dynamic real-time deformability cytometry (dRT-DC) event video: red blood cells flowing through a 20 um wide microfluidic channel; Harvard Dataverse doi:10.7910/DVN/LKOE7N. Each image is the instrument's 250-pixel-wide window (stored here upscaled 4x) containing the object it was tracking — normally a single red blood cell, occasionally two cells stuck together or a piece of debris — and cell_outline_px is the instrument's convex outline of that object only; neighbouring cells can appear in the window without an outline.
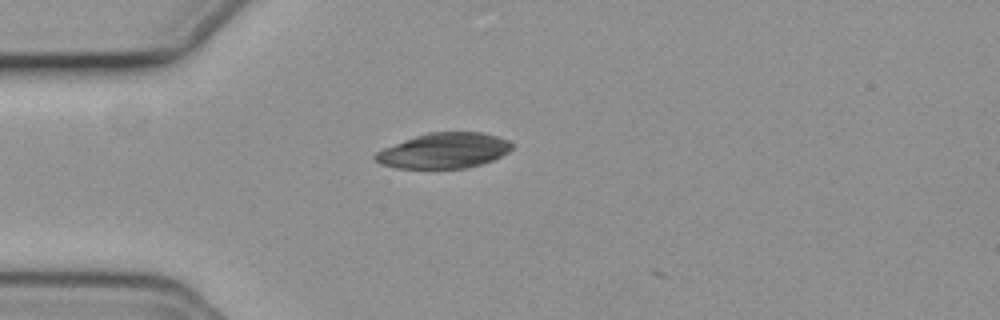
{"species": "common noctule bat (a hibernating species)", "species_latin": "Nyctalus noctula", "temperature_condition": "cold", "stored_images_in_passage": 6, "camera_frame_rate_fps": 3000, "um_per_image_px": 0.085, "animal": {"sex": "female", "body_mass_g": 19.3, "forearm_length_mm": 54.1}, "frame": {"image": 1, "passage_image": 1, "time_ms": 0.0, "image_size_px": [1000, 320], "cell_outline_px": [[512, 148], [508, 152], [492, 160], [468, 168], [396, 168], [380, 164], [372, 156], [376, 152], [384, 148], [404, 140], [428, 132], [480, 132], [496, 136], [508, 140], [512, 144]], "centroid_in_image_um": [37.72, 12.81], "position_along_channel_um": 47.3, "area_um2": 27.98}}
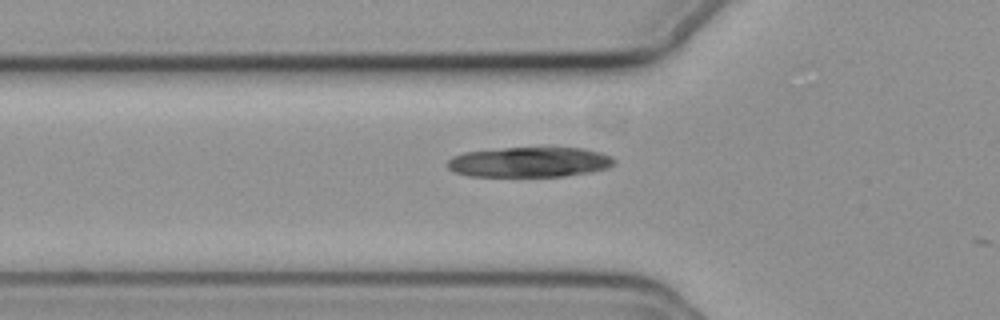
{"frame": {"image": 2, "passage_image": 5, "time_ms": 1.333, "image_size_px": [1000, 320], "cell_outline_px": [[616, 164], [608, 168], [592, 172], [564, 176], [468, 176], [456, 172], [448, 168], [448, 160], [452, 156], [464, 152], [504, 148], [584, 148], [600, 152], [612, 156], [616, 160]], "centroid_in_image_um": [45.05, 13.78], "position_along_channel_um": 80.7, "area_um2": 29.36}}